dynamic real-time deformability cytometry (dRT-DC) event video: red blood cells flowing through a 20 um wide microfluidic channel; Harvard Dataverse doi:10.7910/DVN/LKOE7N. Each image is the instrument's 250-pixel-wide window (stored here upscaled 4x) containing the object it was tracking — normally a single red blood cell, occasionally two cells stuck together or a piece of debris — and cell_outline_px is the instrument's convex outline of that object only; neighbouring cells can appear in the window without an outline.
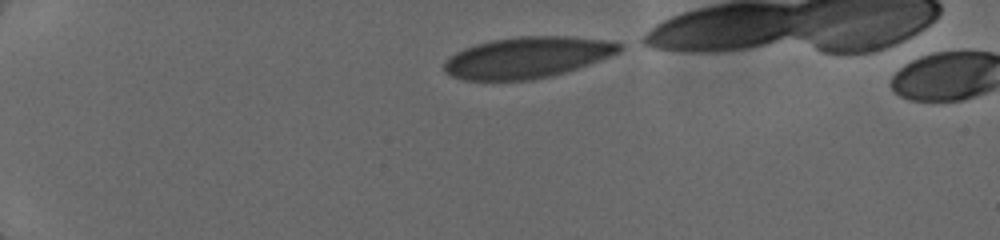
{"species": "human", "species_latin": "Homo sapiens", "temperature_condition": "cold", "stored_images_in_passage": 4, "camera_frame_rate_fps": 3000, "um_per_image_px": 0.085, "donor": {"sex": "female"}, "frame": {"image": 1, "passage_image": 1, "time_ms": 0.0, "image_size_px": [1000, 240], "cell_outline_px": [[624, 48], [620, 52], [576, 68], [564, 72], [532, 80], [464, 80], [452, 76], [444, 72], [444, 64], [448, 56], [464, 48], [476, 44], [492, 40], [520, 36], [568, 36], [612, 40], [624, 44]], "centroid_in_image_um": [44.82, 4.87], "position_along_channel_um": 40.2, "area_um2": 42.02}}